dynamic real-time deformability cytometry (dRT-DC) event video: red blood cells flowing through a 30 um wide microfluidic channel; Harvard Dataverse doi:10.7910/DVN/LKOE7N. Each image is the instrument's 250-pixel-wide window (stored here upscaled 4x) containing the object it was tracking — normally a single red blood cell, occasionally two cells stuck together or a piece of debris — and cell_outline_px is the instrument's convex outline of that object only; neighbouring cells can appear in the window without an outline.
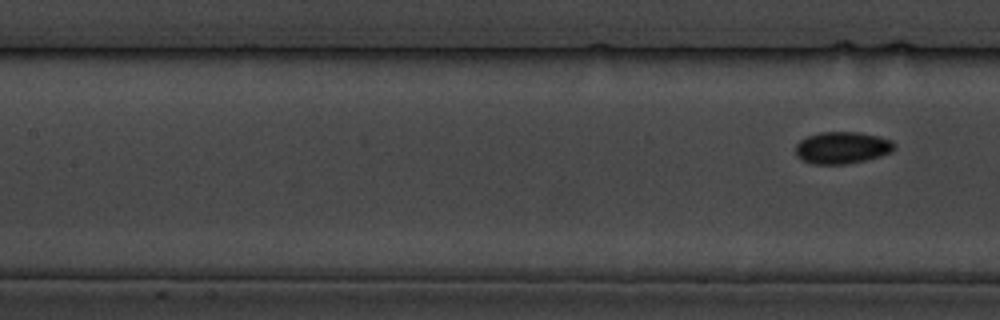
{"species": "common noctule bat (a hibernating species)", "species_latin": "Nyctalus noctula", "temperature_condition": "cold", "stored_images_in_passage": 9, "segment_of_instrument_passage": [2, 2], "camera_frame_rate_fps": 3000, "um_per_image_px": 0.085, "animal": {"sex": "male", "body_mass_g": 19.5, "forearm_length_mm": 54.6}, "frame": {"image": 1, "passage_image": 9, "time_ms": 10.0, "image_size_px": [1000, 320], "cell_outline_px": [[896, 148], [892, 152], [880, 156], [864, 160], [844, 164], [812, 164], [800, 160], [796, 156], [796, 144], [800, 140], [808, 136], [820, 132], [860, 132], [892, 140]], "centroid_in_image_um": [71.56, 12.56], "position_along_channel_um": 135.8, "area_um2": 18.44}}